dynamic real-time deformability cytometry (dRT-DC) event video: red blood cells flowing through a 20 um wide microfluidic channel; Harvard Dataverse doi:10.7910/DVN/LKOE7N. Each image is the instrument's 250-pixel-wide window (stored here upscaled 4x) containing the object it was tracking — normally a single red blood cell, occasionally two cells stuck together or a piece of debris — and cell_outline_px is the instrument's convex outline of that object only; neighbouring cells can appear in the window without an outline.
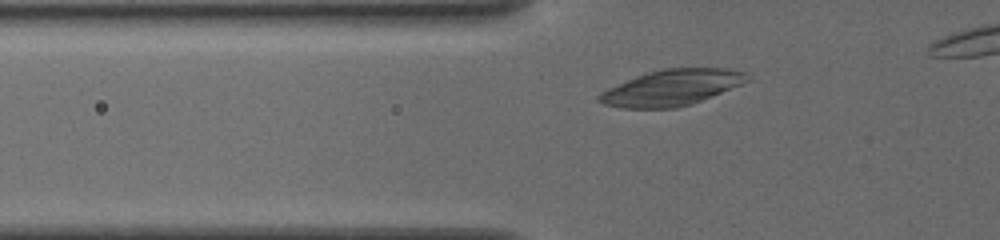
{"species": "common noctule bat (a hibernating species)", "species_latin": "Nyctalus noctula", "temperature_condition": "cold", "stored_images_in_passage": 35, "camera_frame_rate_fps": 3000, "um_per_image_px": 0.085, "animal": {"sex": "female", "body_mass_g": 19.5, "forearm_length_mm": 54.1}, "frame": {"image": 1, "passage_image": 5, "time_ms": 1.333, "image_size_px": [1000, 240], "cell_outline_px": [[748, 80], [740, 84], [712, 96], [692, 104], [676, 108], [620, 108], [604, 104], [596, 100], [596, 96], [600, 92], [608, 88], [636, 76], [648, 72], [664, 68], [724, 68], [744, 72]], "centroid_in_image_um": [57.02, 7.46], "position_along_channel_um": 68.8, "area_um2": 30.69}}
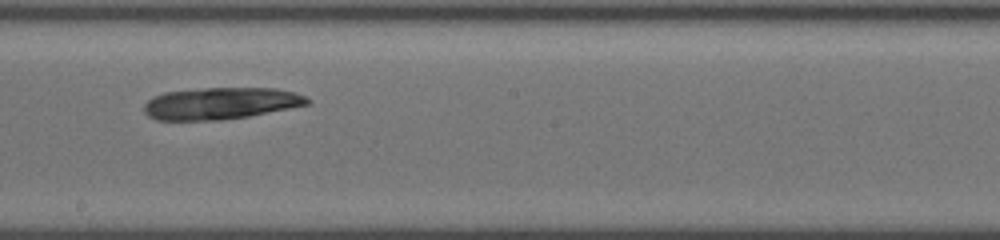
{"frame": {"image": 2, "passage_image": 18, "time_ms": 5.667, "image_size_px": [1000, 240], "cell_outline_px": [[308, 104], [248, 116], [220, 120], [156, 120], [148, 116], [144, 112], [144, 104], [148, 100], [164, 92], [204, 88], [276, 88], [296, 92], [304, 96], [308, 100]], "centroid_in_image_um": [18.72, 8.78], "position_along_channel_um": 229.5, "area_um2": 30.06}}
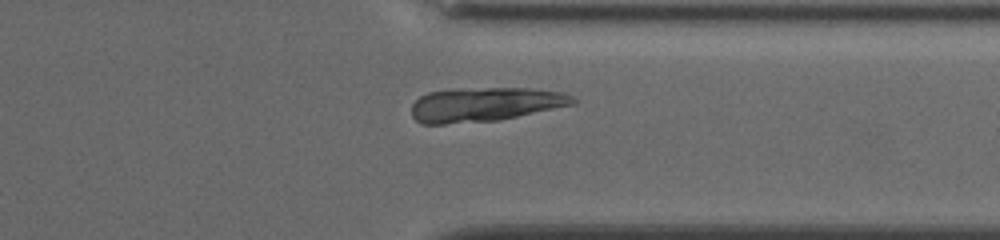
{"frame": {"image": 3, "passage_image": 29, "time_ms": 9.333, "image_size_px": [1000, 240], "cell_outline_px": [[576, 104], [500, 120], [444, 124], [420, 124], [412, 116], [412, 104], [420, 96], [428, 92], [488, 88], [532, 88], [564, 92], [572, 96], [576, 100]], "centroid_in_image_um": [41.26, 8.89], "position_along_channel_um": 370.1, "area_um2": 32.02}}